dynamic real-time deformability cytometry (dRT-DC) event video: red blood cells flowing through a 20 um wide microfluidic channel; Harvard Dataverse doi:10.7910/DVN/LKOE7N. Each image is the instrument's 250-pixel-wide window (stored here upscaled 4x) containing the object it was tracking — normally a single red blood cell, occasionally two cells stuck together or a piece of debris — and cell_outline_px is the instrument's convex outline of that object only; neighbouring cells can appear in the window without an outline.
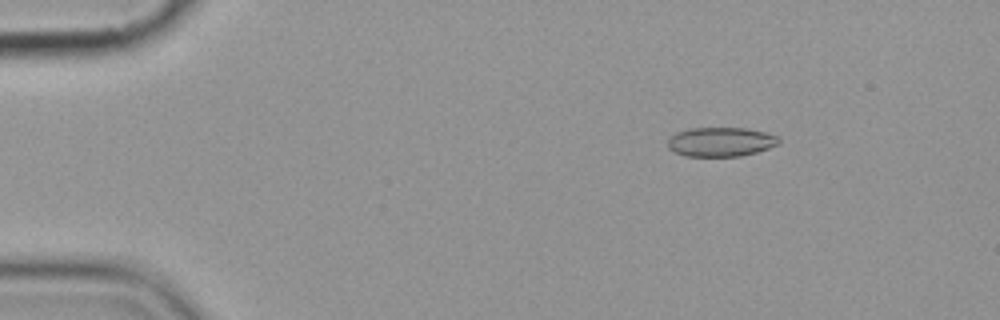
{"species": "common noctule bat (a hibernating species)", "species_latin": "Nyctalus noctula", "temperature_condition": "cold", "stored_images_in_passage": 5, "camera_frame_rate_fps": 3000, "um_per_image_px": 0.085, "animal": {"sex": "female", "body_mass_g": 19.9}, "frame": {"image": 1, "passage_image": 3, "time_ms": 2.333, "image_size_px": [1000, 320], "cell_outline_px": [[780, 144], [756, 152], [740, 156], [684, 156], [668, 148], [668, 140], [676, 132], [692, 128], [744, 128], [764, 132], [776, 136], [780, 140]], "centroid_in_image_um": [61.26, 12.06], "position_along_channel_um": 23.7, "area_um2": 18.79}}
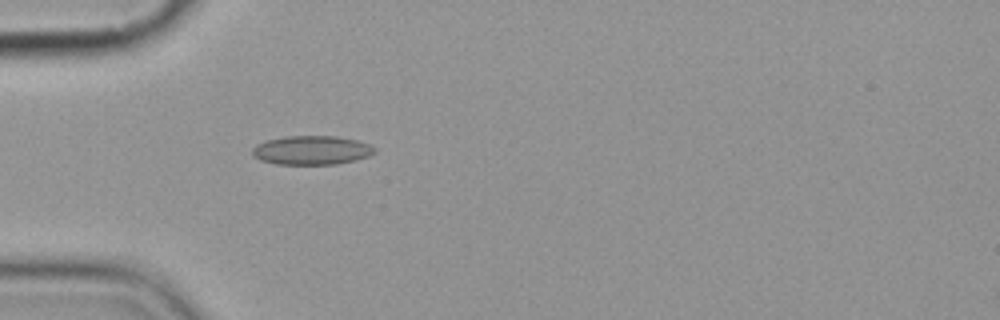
{"frame": {"image": 2, "passage_image": 5, "time_ms": 5.333, "image_size_px": [1000, 320], "cell_outline_px": [[376, 152], [368, 156], [356, 160], [336, 164], [276, 164], [260, 160], [252, 156], [252, 148], [256, 144], [268, 140], [288, 136], [336, 136], [356, 140], [368, 144], [376, 148]], "centroid_in_image_um": [26.48, 12.77], "position_along_channel_um": 58.5, "area_um2": 20.63}}